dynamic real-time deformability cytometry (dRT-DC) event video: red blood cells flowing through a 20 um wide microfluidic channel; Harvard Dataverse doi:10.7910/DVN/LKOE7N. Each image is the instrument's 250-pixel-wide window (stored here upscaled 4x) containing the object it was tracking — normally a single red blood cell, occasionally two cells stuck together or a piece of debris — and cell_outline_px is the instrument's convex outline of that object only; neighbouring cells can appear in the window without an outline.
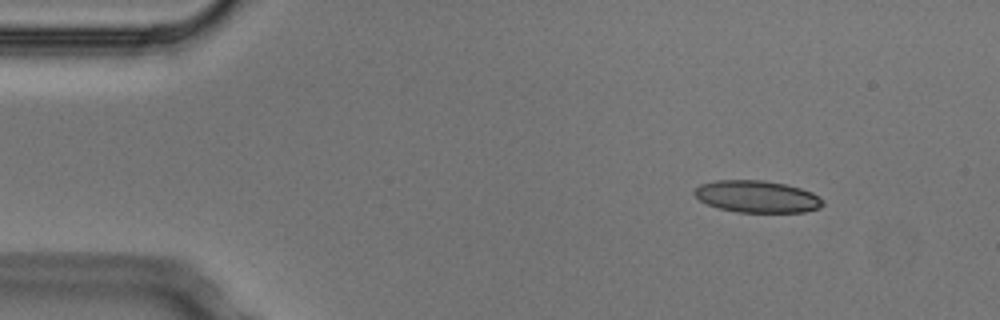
{"species": "Egyptian fruit bat (a non-hibernating species)", "species_latin": "Rousettus aegyptiacus", "temperature_condition": "cold", "stored_images_in_passage": 3, "camera_frame_rate_fps": 3000, "um_per_image_px": 0.085, "animal": {"sex": "male"}, "frame": {"image": 1, "passage_image": 1, "time_ms": 0.0, "image_size_px": [1000, 320], "cell_outline_px": [[824, 204], [820, 208], [804, 212], [736, 212], [716, 208], [700, 200], [692, 192], [700, 184], [716, 180], [764, 180], [784, 184], [800, 188], [812, 192], [824, 200]], "centroid_in_image_um": [64.35, 16.71], "position_along_channel_um": 20.7, "area_um2": 24.04}}